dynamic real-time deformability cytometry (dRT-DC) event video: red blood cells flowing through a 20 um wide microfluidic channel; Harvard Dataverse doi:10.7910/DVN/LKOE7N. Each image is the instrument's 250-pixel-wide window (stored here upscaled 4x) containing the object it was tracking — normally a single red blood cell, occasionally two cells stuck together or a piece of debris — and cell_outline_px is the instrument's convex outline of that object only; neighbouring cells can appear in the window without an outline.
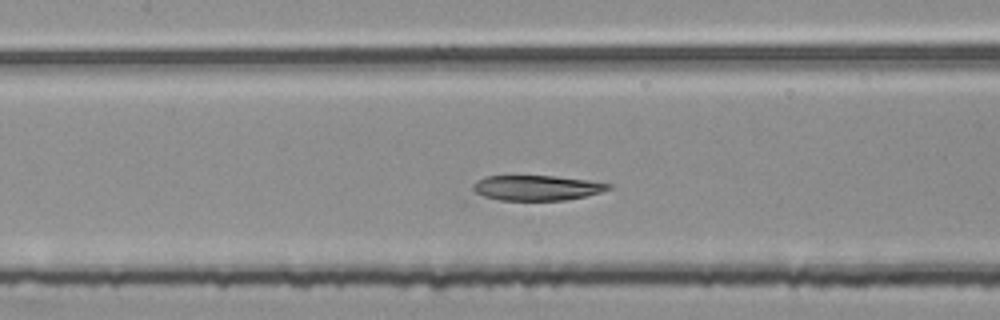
{"species": "common noctule bat (a hibernating species)", "species_latin": "Nyctalus noctula", "temperature_condition": "room temperature", "stored_images_in_passage": 48, "segment_of_instrument_passage": [2, 2], "camera_frame_rate_fps": 3000, "um_per_image_px": 0.085, "animal": {"sex": "female", "body_mass_g": 25.1}, "frame": {"image": 1, "passage_image": 22, "time_ms": 7.0, "image_size_px": [1000, 320], "cell_outline_px": [[612, 188], [600, 192], [584, 196], [564, 200], [500, 200], [484, 196], [476, 192], [472, 188], [472, 184], [476, 180], [484, 176], [556, 176], [588, 180], [612, 184]], "centroid_in_image_um": [45.61, 15.95], "position_along_channel_um": 161.8, "area_um2": 19.77}}
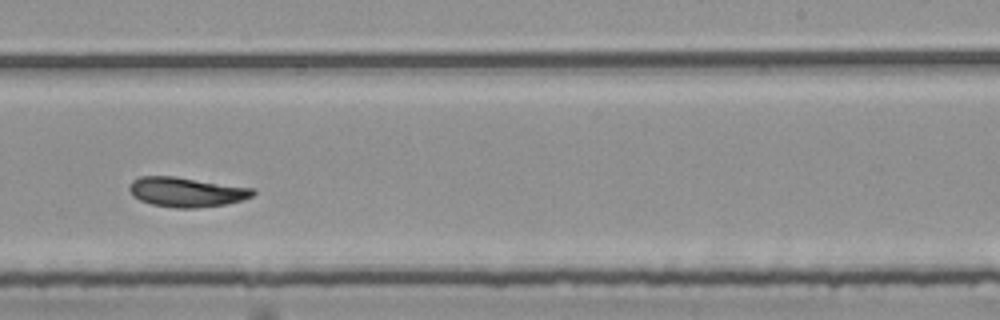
{"frame": {"image": 2, "passage_image": 31, "time_ms": 10.0, "image_size_px": [1000, 320], "cell_outline_px": [[256, 192], [252, 196], [240, 200], [224, 204], [196, 208], [176, 208], [152, 204], [140, 200], [132, 196], [128, 188], [128, 184], [132, 180], [140, 176], [172, 176], [256, 188]], "centroid_in_image_um": [15.82, 16.31], "position_along_channel_um": 273.2, "area_um2": 21.39}}
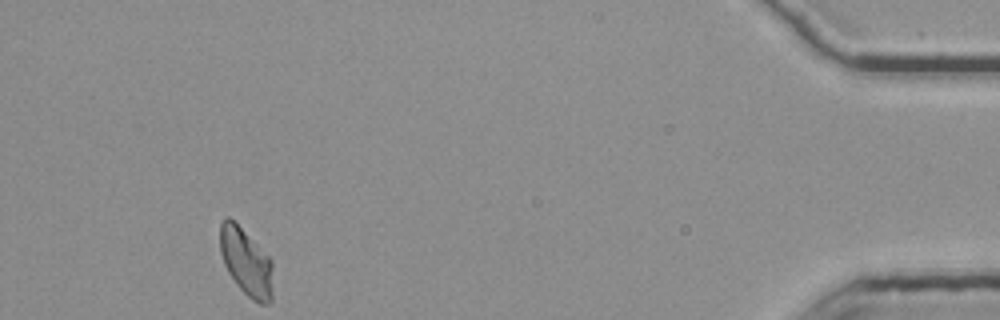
{"frame": {"image": 3, "passage_image": 48, "time_ms": 15.667, "image_size_px": [1000, 320], "cell_outline_px": [[272, 304], [260, 304], [252, 300], [236, 284], [228, 272], [224, 264], [220, 252], [220, 224], [228, 216], [272, 260]], "centroid_in_image_um": [20.93, 22.34], "position_along_channel_um": 414.3, "area_um2": 20.46}}